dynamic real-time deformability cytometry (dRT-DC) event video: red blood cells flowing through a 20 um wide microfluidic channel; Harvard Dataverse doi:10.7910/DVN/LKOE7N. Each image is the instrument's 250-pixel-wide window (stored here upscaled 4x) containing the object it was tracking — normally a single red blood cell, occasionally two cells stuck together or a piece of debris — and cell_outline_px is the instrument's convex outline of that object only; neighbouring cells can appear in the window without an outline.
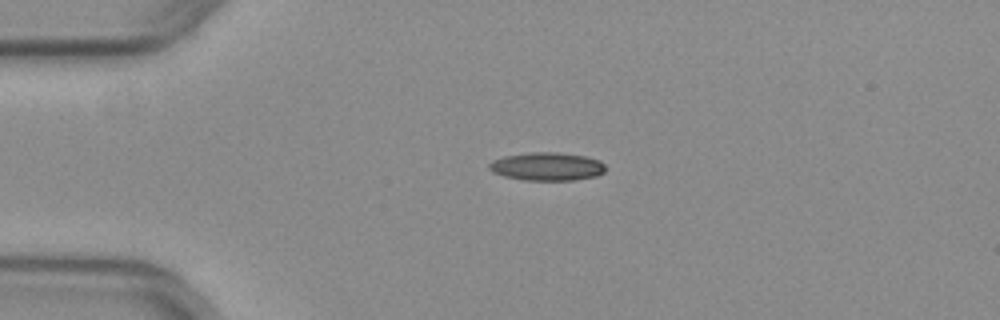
{"species": "common noctule bat (a hibernating species)", "species_latin": "Nyctalus noctula", "temperature_condition": "warm", "stored_images_in_passage": 41, "camera_frame_rate_fps": 3000, "um_per_image_px": 0.085, "animal": {"sex": "female", "body_mass_g": 29.2, "forearm_length_mm": 56.3}, "frame": {"image": 1, "passage_image": 1, "time_ms": 0.0, "image_size_px": [1000, 320], "cell_outline_px": [[604, 172], [596, 176], [572, 180], [524, 180], [504, 176], [492, 172], [488, 168], [488, 164], [492, 160], [504, 156], [532, 152], [556, 152], [584, 156], [600, 160], [604, 164]], "centroid_in_image_um": [46.47, 14.15], "position_along_channel_um": 38.5, "area_um2": 19.07}}
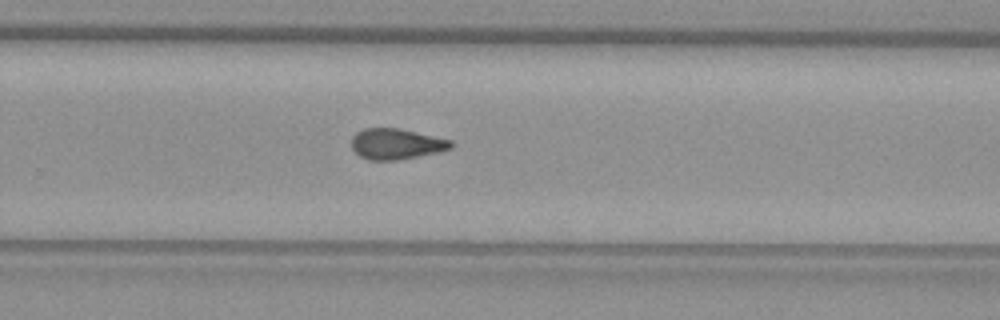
{"frame": {"image": 2, "passage_image": 23, "time_ms": 7.333, "image_size_px": [1000, 320], "cell_outline_px": [[456, 144], [452, 148], [436, 152], [396, 160], [368, 160], [360, 156], [352, 148], [352, 136], [356, 132], [364, 128], [400, 128], [452, 140]], "centroid_in_image_um": [33.69, 12.22], "position_along_channel_um": 296.1, "area_um2": 17.8}}
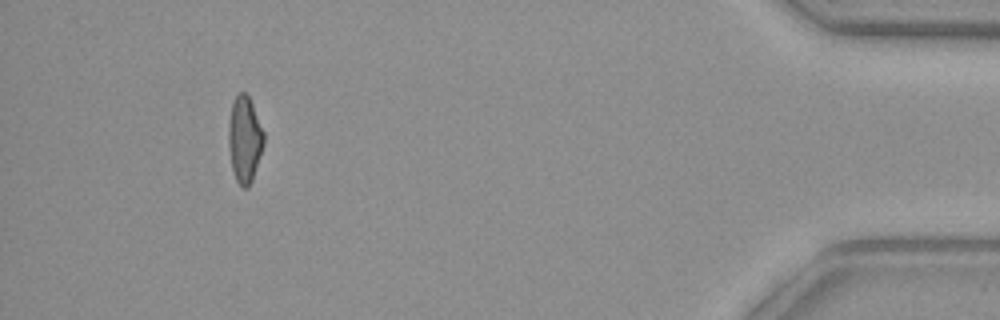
{"frame": {"image": 3, "passage_image": 37, "time_ms": 12.0, "image_size_px": [1000, 320], "cell_outline_px": [[264, 144], [252, 180], [248, 188], [244, 188], [236, 180], [232, 168], [228, 144], [228, 128], [232, 100], [240, 92], [244, 92], [248, 96], [252, 104], [264, 132]], "centroid_in_image_um": [20.78, 11.84], "position_along_channel_um": 414.4, "area_um2": 17.63}, "authors_computed_cell_mechanics": {"area_um2": 18.207, "velocity_mm_per_s": 3.9823, "shape_relaxation_time_tau1_ms": null, "shape_relaxation_time_tau2_ms": 3.2995, "deformation_change_tau1": null, "deformation_change_tau2": 0.1151}}